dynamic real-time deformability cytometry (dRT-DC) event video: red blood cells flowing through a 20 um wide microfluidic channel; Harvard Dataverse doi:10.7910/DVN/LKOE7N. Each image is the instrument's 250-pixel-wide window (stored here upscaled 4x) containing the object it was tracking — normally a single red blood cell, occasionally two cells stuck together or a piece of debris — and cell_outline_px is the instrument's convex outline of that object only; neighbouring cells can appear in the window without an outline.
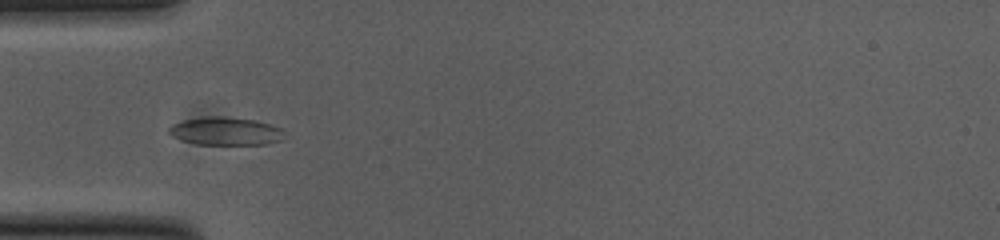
{"species": "common noctule bat (a hibernating species)", "species_latin": "Nyctalus noctula", "temperature_condition": "cold", "stored_images_in_passage": 41, "camera_frame_rate_fps": 3000, "um_per_image_px": 0.085, "animal": {"sex": "female", "body_mass_g": 23.0, "forearm_length_mm": 53.4}, "frame": {"image": 1, "passage_image": 4, "time_ms": 1.0, "image_size_px": [1000, 240], "cell_outline_px": [[284, 132], [280, 140], [268, 144], [196, 144], [180, 140], [172, 136], [168, 132], [168, 128], [172, 124], [184, 120], [212, 116], [224, 116], [256, 120], [284, 128]], "centroid_in_image_um": [19.18, 11.15], "position_along_channel_um": 65.8, "area_um2": 18.9}}
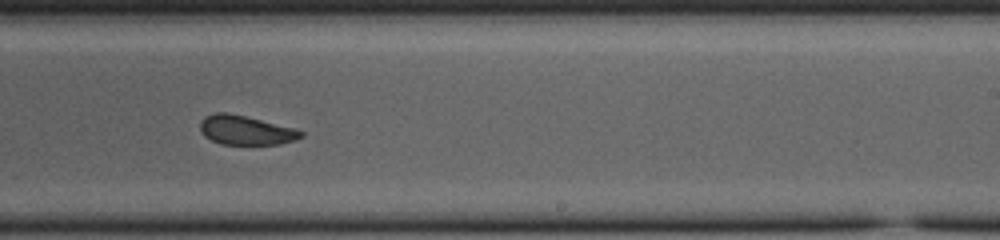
{"frame": {"image": 2, "passage_image": 20, "time_ms": 6.333, "image_size_px": [1000, 240], "cell_outline_px": [[304, 136], [296, 140], [280, 144], [220, 144], [204, 136], [200, 132], [200, 120], [204, 116], [216, 112], [228, 112], [296, 128], [304, 132]], "centroid_in_image_um": [20.89, 11.06], "position_along_channel_um": 268.1, "area_um2": 17.4}}
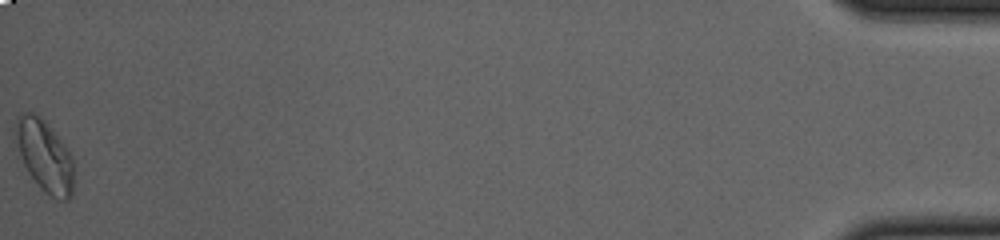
{"frame": {"image": 3, "passage_image": 41, "time_ms": 13.333, "image_size_px": [1000, 240], "cell_outline_px": [[72, 196], [68, 200], [56, 200], [48, 196], [40, 188], [28, 172], [24, 164], [20, 152], [16, 136], [16, 120], [24, 112], [32, 112], [40, 116], [48, 124], [64, 144], [72, 160]], "centroid_in_image_um": [3.81, 13.28], "position_along_channel_um": 431.4, "area_um2": 23.81}, "authors_computed_cell_mechanics": {"area_um2": 18.496, "velocity_mm_per_s": 3.7928, "shape_relaxation_time_tau1_ms": null, "shape_relaxation_time_tau2_ms": 1.8227, "deformation_change_tau1": null, "deformation_change_tau2": 0.0534}}